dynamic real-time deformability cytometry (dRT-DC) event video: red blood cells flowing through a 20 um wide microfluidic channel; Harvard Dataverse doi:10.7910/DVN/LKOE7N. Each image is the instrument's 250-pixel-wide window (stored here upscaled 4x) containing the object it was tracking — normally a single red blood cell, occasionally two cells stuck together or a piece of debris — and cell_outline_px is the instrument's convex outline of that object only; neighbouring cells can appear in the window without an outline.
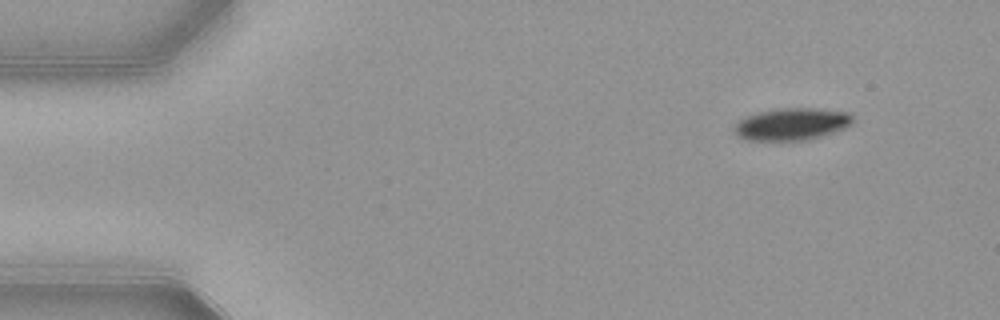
{"species": "common noctule bat (a hibernating species)", "species_latin": "Nyctalus noctula", "temperature_condition": "warm", "stored_images_in_passage": 48, "camera_frame_rate_fps": 3000, "um_per_image_px": 0.085, "animal": {"sex": "female", "body_mass_g": 21.9}, "frame": {"image": 1, "passage_image": 1, "time_ms": 0.0, "image_size_px": [1000, 320], "cell_outline_px": [[852, 124], [844, 128], [808, 140], [744, 140], [736, 136], [732, 128], [744, 116], [756, 112], [776, 108], [816, 108], [848, 112], [852, 116]], "centroid_in_image_um": [67.24, 10.54], "position_along_channel_um": 17.8, "area_um2": 22.37}}
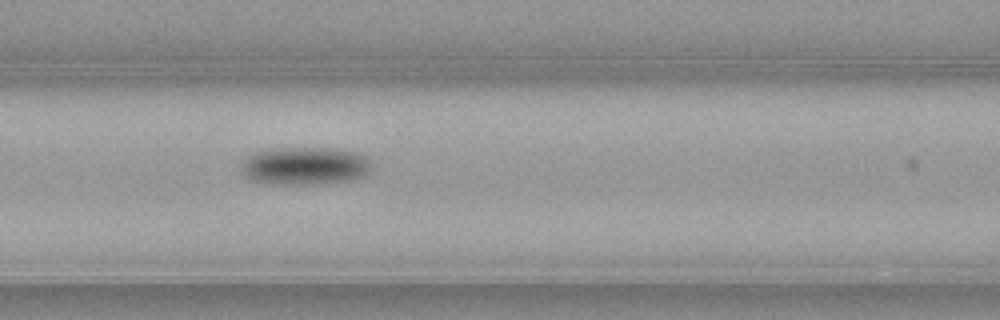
{"frame": {"image": 2, "passage_image": 18, "time_ms": 5.667, "image_size_px": [1000, 320], "cell_outline_px": [[368, 172], [364, 176], [352, 180], [328, 184], [268, 184], [248, 180], [240, 172], [240, 168], [244, 156], [252, 152], [272, 148], [336, 148], [356, 152], [368, 156]], "centroid_in_image_um": [25.83, 14.11], "position_along_channel_um": 140.8, "area_um2": 29.54}}
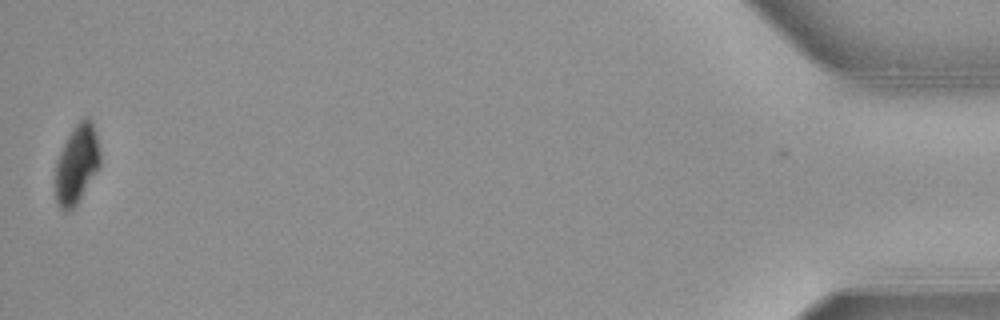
{"frame": {"image": 3, "passage_image": 48, "time_ms": 15.667, "image_size_px": [1000, 320], "cell_outline_px": [[100, 168], [80, 200], [68, 212], [64, 212], [60, 208], [56, 200], [56, 160], [68, 136], [76, 124], [84, 116], [88, 116], [92, 120], [96, 132], [100, 152]], "centroid_in_image_um": [6.55, 13.96], "position_along_channel_um": 428.6, "area_um2": 20.75}, "authors_computed_cell_mechanics": {"area_um2": 25.6054, "velocity_mm_per_s": 3.8869, "shape_relaxation_time_tau1_ms": 1.9595, "shape_relaxation_time_tau2_ms": null, "deformation_change_tau1": 0.0967, "deformation_change_tau2": null}}